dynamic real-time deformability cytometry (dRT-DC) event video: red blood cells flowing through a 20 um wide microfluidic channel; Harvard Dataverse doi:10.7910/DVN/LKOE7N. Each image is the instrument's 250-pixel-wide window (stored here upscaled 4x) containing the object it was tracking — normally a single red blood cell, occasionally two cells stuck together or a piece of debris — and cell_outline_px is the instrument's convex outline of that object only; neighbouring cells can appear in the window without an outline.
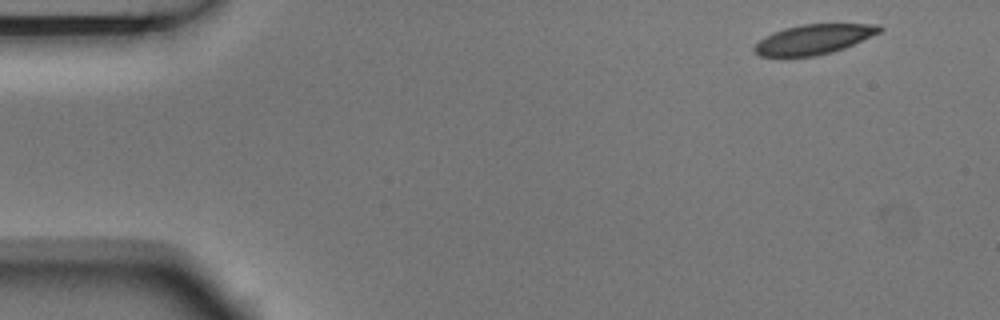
{"species": "Egyptian fruit bat (a non-hibernating species)", "species_latin": "Rousettus aegyptiacus", "temperature_condition": "room temperature", "stored_images_in_passage": 4, "camera_frame_rate_fps": 3000, "um_per_image_px": 0.085, "animal": {"sex": "male"}, "frame": {"image": 1, "passage_image": 1, "time_ms": 0.0, "image_size_px": [1000, 320], "cell_outline_px": [[884, 28], [880, 32], [844, 48], [832, 52], [816, 56], [760, 56], [752, 52], [752, 48], [760, 40], [784, 28], [804, 24], [880, 24]], "centroid_in_image_um": [69.18, 3.34], "position_along_channel_um": 15.8, "area_um2": 21.5}}
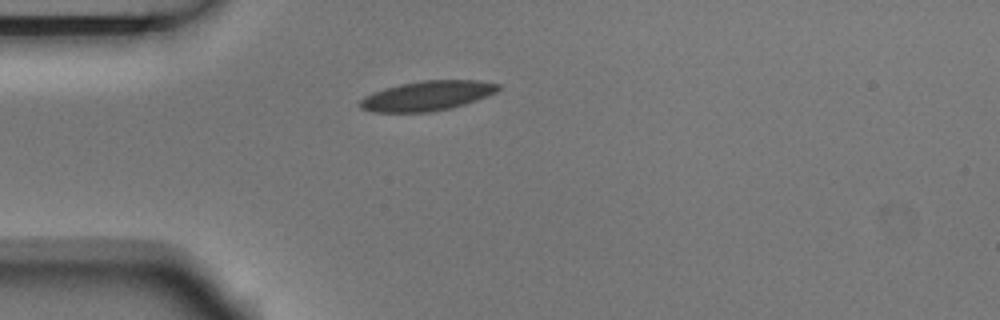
{"frame": {"image": 2, "passage_image": 4, "time_ms": 1.0, "image_size_px": [1000, 320], "cell_outline_px": [[500, 88], [496, 92], [488, 96], [452, 108], [432, 112], [372, 112], [360, 108], [360, 100], [364, 96], [372, 92], [384, 88], [400, 84], [424, 80], [480, 80], [500, 84]], "centroid_in_image_um": [36.31, 8.14], "position_along_channel_um": 48.7, "area_um2": 24.1}}